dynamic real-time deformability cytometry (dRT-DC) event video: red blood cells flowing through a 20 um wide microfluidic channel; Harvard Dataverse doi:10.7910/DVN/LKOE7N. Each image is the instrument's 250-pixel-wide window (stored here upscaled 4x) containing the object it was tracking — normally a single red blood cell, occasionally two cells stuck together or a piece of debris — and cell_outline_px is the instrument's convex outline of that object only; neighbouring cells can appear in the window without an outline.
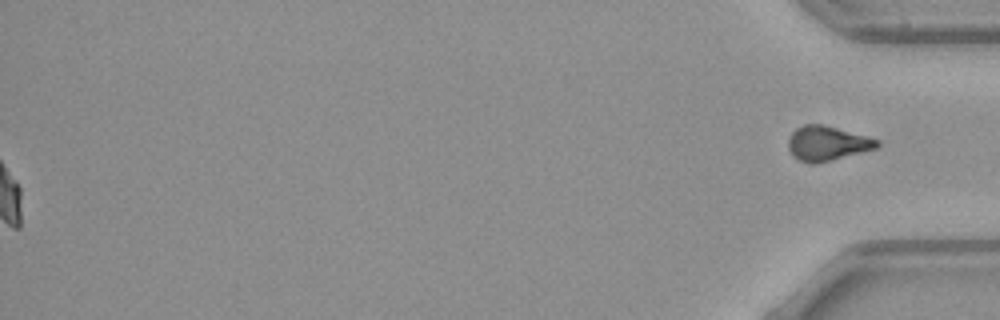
{"species": "common noctule bat (a hibernating species)", "species_latin": "Nyctalus noctula", "temperature_condition": "warm", "stored_images_in_passage": 55, "segment_of_instrument_passage": [2, 2], "camera_frame_rate_fps": 3000, "um_per_image_px": 0.085, "animal": {"sex": "female", "body_mass_g": 21.9}, "frame": {"image": 1, "passage_image": 55, "time_ms": 18.0, "image_size_px": [1000, 320], "cell_outline_px": [[880, 144], [876, 148], [832, 160], [816, 164], [808, 164], [792, 156], [788, 148], [788, 136], [796, 128], [804, 124], [824, 124], [868, 136], [880, 140]], "centroid_in_image_um": [70.29, 12.18], "position_along_channel_um": 364.9, "area_um2": 18.15}}